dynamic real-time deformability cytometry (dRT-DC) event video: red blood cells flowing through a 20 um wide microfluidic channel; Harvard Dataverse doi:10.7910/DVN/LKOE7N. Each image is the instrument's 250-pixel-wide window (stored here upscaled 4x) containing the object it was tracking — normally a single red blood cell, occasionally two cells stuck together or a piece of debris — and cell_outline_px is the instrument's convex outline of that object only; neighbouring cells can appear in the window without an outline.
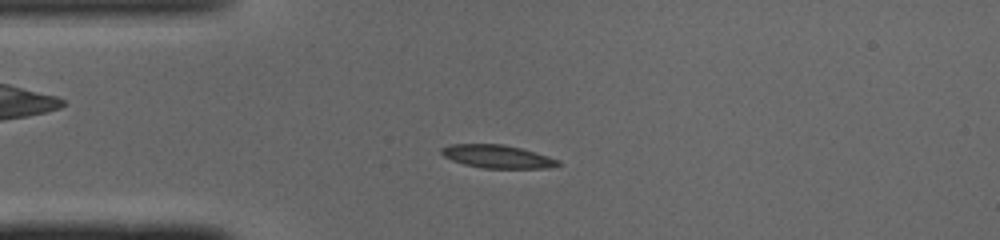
{"species": "common noctule bat (a hibernating species)", "species_latin": "Nyctalus noctula", "temperature_condition": "cold", "stored_images_in_passage": 49, "camera_frame_rate_fps": 3000, "um_per_image_px": 0.085, "animal": {"sex": "male", "body_mass_g": 19.0, "forearm_length_mm": 50.8}, "frame": {"image": 1, "passage_image": 12, "time_ms": 3.667, "image_size_px": [1000, 240], "cell_outline_px": [[560, 164], [548, 168], [484, 168], [464, 164], [452, 160], [444, 156], [440, 152], [440, 148], [448, 144], [504, 144], [520, 148], [548, 156], [560, 160]], "centroid_in_image_um": [42.25, 13.3], "position_along_channel_um": 42.8, "area_um2": 15.66}}
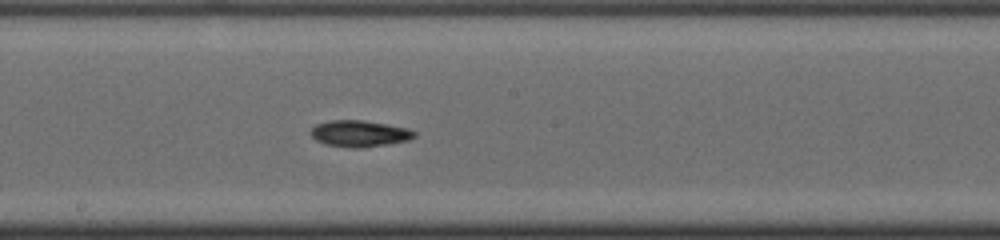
{"frame": {"image": 2, "passage_image": 26, "time_ms": 8.333, "image_size_px": [1000, 240], "cell_outline_px": [[416, 136], [408, 140], [388, 144], [364, 148], [348, 148], [324, 144], [316, 140], [308, 132], [316, 124], [332, 120], [364, 120], [388, 124], [408, 128], [416, 132]], "centroid_in_image_um": [30.55, 11.36], "position_along_channel_um": 217.7, "area_um2": 16.18}}
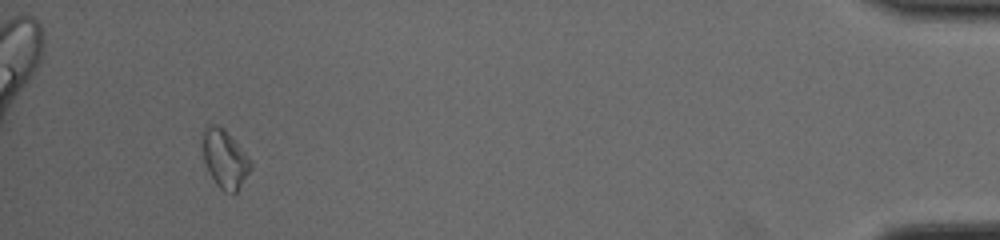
{"frame": {"image": 3, "passage_image": 46, "time_ms": 15.0, "image_size_px": [1000, 240], "cell_outline_px": [[252, 168], [236, 192], [224, 192], [216, 184], [204, 160], [200, 136], [200, 132], [208, 124], [216, 124], [244, 152], [252, 164]], "centroid_in_image_um": [19.05, 13.5], "position_along_channel_um": 416.1, "area_um2": 15.9}, "authors_computed_cell_mechanics": {"area_um2": 15.4326, "velocity_mm_per_s": 4.0886, "shape_relaxation_time_tau1_ms": 3.1282, "shape_relaxation_time_tau2_ms": null, "deformation_change_tau1": 0.1462, "deformation_change_tau2": null}}